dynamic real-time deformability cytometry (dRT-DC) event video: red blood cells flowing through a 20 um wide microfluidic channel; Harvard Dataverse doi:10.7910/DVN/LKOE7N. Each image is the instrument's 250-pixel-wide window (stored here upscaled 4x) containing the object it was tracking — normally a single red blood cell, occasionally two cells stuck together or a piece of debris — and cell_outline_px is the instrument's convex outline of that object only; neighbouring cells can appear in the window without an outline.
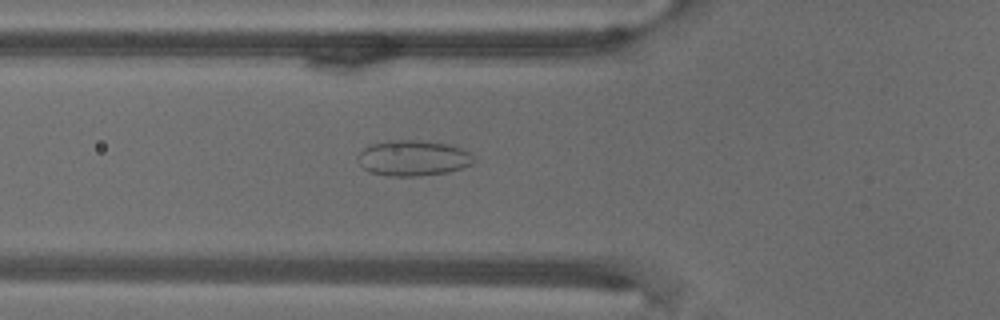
{"species": "common noctule bat (a hibernating species)", "species_latin": "Nyctalus noctula", "temperature_condition": "warm", "stored_images_in_passage": 68, "camera_frame_rate_fps": 3000, "um_per_image_px": 0.085, "animal": {"sex": "male", "body_mass_g": 18.8}, "frame": {"image": 1, "passage_image": 26, "time_ms": 8.333, "image_size_px": [1000, 320], "cell_outline_px": [[476, 160], [472, 164], [448, 172], [420, 176], [388, 176], [368, 172], [360, 164], [356, 156], [368, 144], [388, 140], [420, 140], [448, 144], [460, 148], [468, 152]], "centroid_in_image_um": [35.07, 13.43], "position_along_channel_um": 90.7, "area_um2": 24.22}}
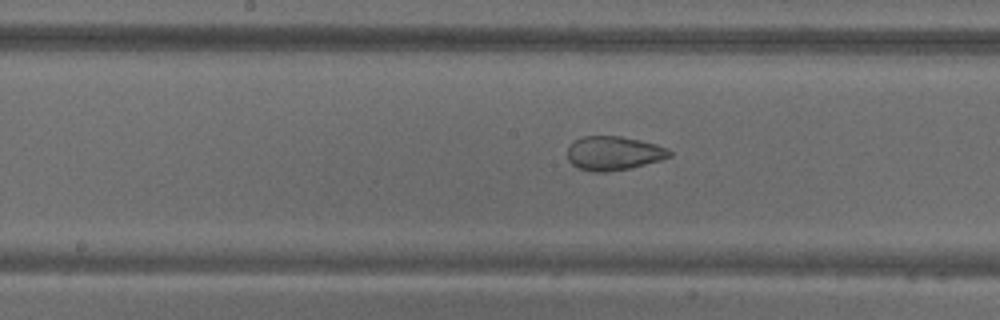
{"frame": {"image": 2, "passage_image": 37, "time_ms": 12.0, "image_size_px": [1000, 320], "cell_outline_px": [[672, 156], [660, 160], [628, 168], [604, 172], [592, 172], [580, 168], [572, 164], [568, 160], [568, 148], [576, 140], [584, 136], [620, 136], [640, 140], [656, 144], [668, 148], [672, 152]], "centroid_in_image_um": [52.18, 13.02], "position_along_channel_um": 196.0, "area_um2": 20.0}}
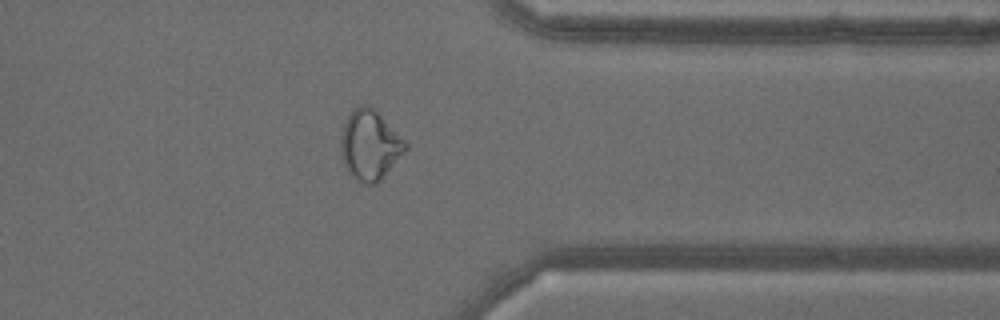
{"frame": {"image": 3, "passage_image": 57, "time_ms": 18.667, "image_size_px": [1000, 320], "cell_outline_px": [[408, 148], [380, 180], [376, 184], [364, 184], [352, 176], [348, 172], [344, 164], [340, 148], [340, 136], [344, 124], [348, 116], [360, 104], [368, 104], [408, 144]], "centroid_in_image_um": [31.41, 12.35], "position_along_channel_um": 380.0, "area_um2": 25.78}}